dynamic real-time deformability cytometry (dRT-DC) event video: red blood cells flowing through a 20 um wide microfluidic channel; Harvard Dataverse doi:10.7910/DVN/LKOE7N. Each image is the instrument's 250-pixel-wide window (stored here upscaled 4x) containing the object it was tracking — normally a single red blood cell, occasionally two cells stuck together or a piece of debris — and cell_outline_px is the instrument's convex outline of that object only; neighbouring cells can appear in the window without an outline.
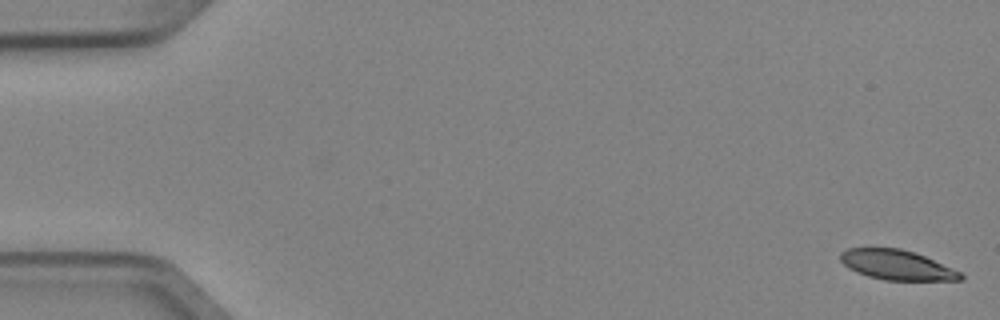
{"species": "Egyptian fruit bat (a non-hibernating species)", "species_latin": "Rousettus aegyptiacus", "temperature_condition": "cold", "stored_images_in_passage": 5, "camera_frame_rate_fps": 3000, "um_per_image_px": 0.085, "animal": {"sex": "female"}, "frame": {"image": 1, "passage_image": 1, "time_ms": 0.0, "image_size_px": [1000, 320], "cell_outline_px": [[964, 280], [884, 280], [868, 276], [856, 272], [848, 268], [840, 260], [840, 252], [848, 248], [900, 248], [924, 256], [952, 268], [960, 272], [964, 276]], "centroid_in_image_um": [76.2, 22.52], "position_along_channel_um": 8.8, "area_um2": 20.75}}